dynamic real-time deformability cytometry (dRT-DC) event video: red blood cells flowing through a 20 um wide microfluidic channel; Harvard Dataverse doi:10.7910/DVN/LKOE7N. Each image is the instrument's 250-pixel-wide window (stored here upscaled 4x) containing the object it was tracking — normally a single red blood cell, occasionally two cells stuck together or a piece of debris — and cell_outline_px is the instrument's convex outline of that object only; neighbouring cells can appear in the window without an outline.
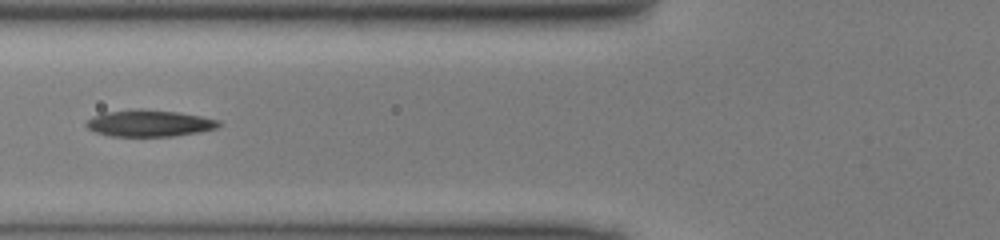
{"species": "common noctule bat (a hibernating species)", "species_latin": "Nyctalus noctula", "temperature_condition": "cold", "stored_images_in_passage": 33, "camera_frame_rate_fps": 3000, "um_per_image_px": 0.085, "animal": {"sex": "male", "body_mass_g": 13.0, "forearm_length_mm": 53.1}, "frame": {"image": 1, "passage_image": 6, "time_ms": 1.667, "image_size_px": [1000, 240], "cell_outline_px": [[220, 124], [216, 128], [200, 132], [172, 136], [108, 136], [96, 132], [88, 128], [84, 124], [92, 116], [104, 112], [140, 108], [180, 112], [220, 120]], "centroid_in_image_um": [12.67, 10.47], "position_along_channel_um": 113.1, "area_um2": 20.69}}